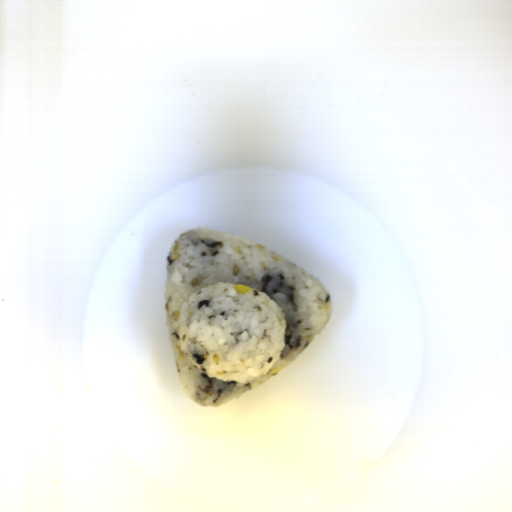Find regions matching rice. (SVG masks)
<instances>
[{
  "label": "rice",
  "instance_id": "rice-1",
  "mask_svg": "<svg viewBox=\"0 0 512 512\" xmlns=\"http://www.w3.org/2000/svg\"><path fill=\"white\" fill-rule=\"evenodd\" d=\"M250 285L246 295L234 285ZM166 327L180 385L218 407L274 377L325 330L322 282L266 246L209 227L168 252Z\"/></svg>",
  "mask_w": 512,
  "mask_h": 512
}]
</instances>
